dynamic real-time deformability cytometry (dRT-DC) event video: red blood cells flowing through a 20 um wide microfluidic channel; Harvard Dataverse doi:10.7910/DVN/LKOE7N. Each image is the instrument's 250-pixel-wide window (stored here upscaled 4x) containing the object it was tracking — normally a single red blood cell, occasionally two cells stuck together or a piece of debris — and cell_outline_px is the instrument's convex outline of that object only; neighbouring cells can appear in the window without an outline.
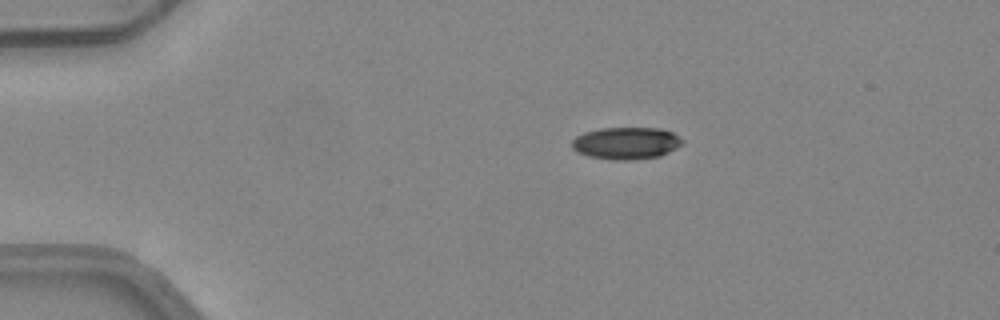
{"species": "common noctule bat (a hibernating species)", "species_latin": "Nyctalus noctula", "temperature_condition": "warm", "stored_images_in_passage": 4, "camera_frame_rate_fps": 3000, "um_per_image_px": 0.085, "animal": {"sex": "female", "body_mass_g": 24.6, "forearm_length_mm": 56.2}, "frame": {"image": 1, "passage_image": 1, "time_ms": 0.0, "image_size_px": [1000, 320], "cell_outline_px": [[684, 144], [660, 156], [628, 160], [612, 160], [588, 156], [576, 152], [572, 148], [572, 140], [576, 136], [584, 132], [600, 128], [660, 128], [672, 132], [684, 140]], "centroid_in_image_um": [53.22, 12.17], "position_along_channel_um": 31.8, "area_um2": 20.81}}
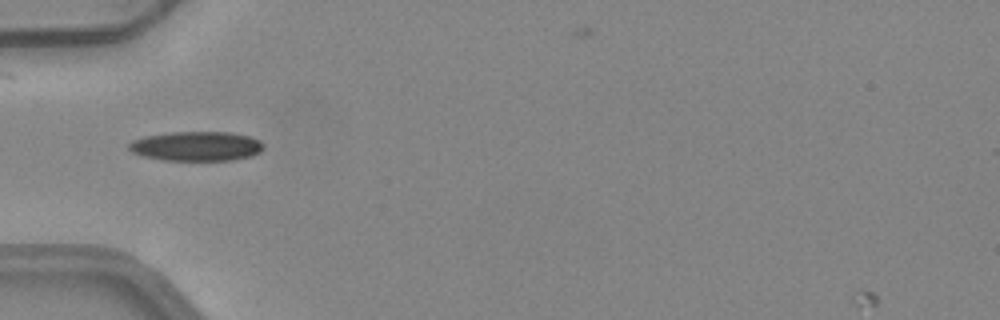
{"frame": {"image": 2, "passage_image": 3, "time_ms": 0.667, "image_size_px": [1000, 320], "cell_outline_px": [[264, 148], [260, 152], [252, 156], [232, 160], [164, 160], [144, 156], [132, 152], [128, 148], [128, 144], [132, 140], [144, 136], [172, 132], [228, 132], [248, 136], [260, 140], [264, 144]], "centroid_in_image_um": [16.71, 12.42], "position_along_channel_um": 68.3, "area_um2": 23.18}}